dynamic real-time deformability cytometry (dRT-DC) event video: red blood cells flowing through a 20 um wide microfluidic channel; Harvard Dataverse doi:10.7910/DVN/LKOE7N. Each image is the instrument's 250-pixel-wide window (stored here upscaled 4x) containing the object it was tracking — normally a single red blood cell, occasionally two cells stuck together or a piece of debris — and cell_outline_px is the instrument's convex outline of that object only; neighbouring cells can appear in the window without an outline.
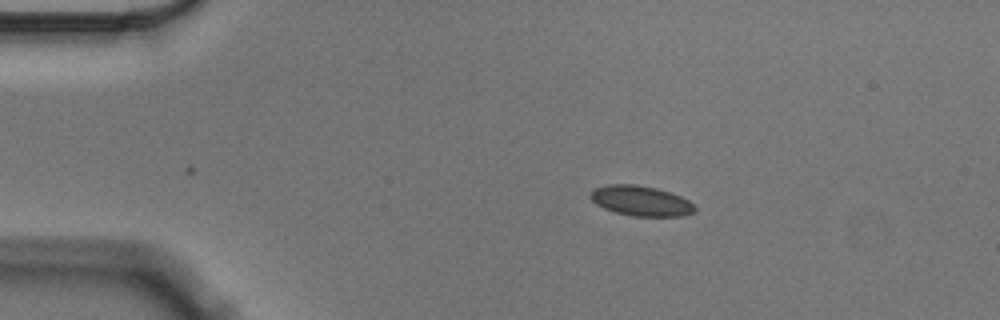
{"species": "Egyptian fruit bat (a non-hibernating species)", "species_latin": "Rousettus aegyptiacus", "temperature_condition": "cold", "stored_images_in_passage": 47, "camera_frame_rate_fps": 3000, "um_per_image_px": 0.085, "animal": {"sex": "male"}, "frame": {"image": 1, "passage_image": 1, "time_ms": 0.0, "image_size_px": [1000, 320], "cell_outline_px": [[696, 208], [692, 212], [684, 216], [632, 216], [616, 212], [604, 208], [596, 204], [588, 196], [596, 188], [608, 184], [636, 184], [656, 188], [680, 196], [688, 200]], "centroid_in_image_um": [54.46, 17.07], "position_along_channel_um": 30.5, "area_um2": 18.15}}
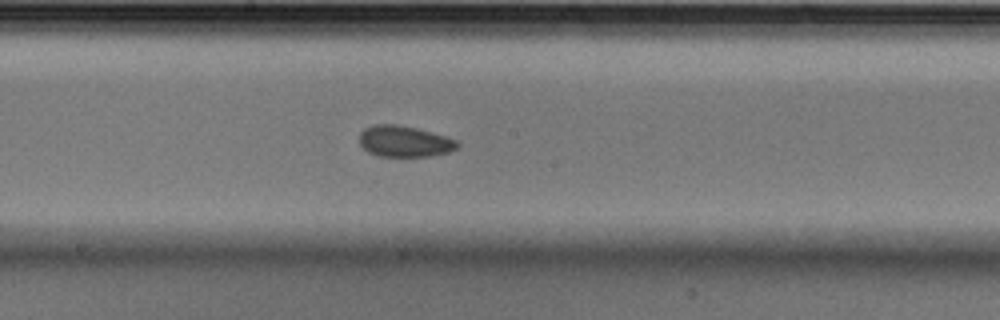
{"frame": {"image": 2, "passage_image": 21, "time_ms": 6.667, "image_size_px": [1000, 320], "cell_outline_px": [[460, 144], [456, 148], [448, 152], [432, 156], [380, 156], [368, 152], [360, 144], [360, 132], [364, 128], [372, 124], [396, 124], [416, 128], [432, 132], [456, 140]], "centroid_in_image_um": [34.36, 12.01], "position_along_channel_um": 213.8, "area_um2": 17.74}}
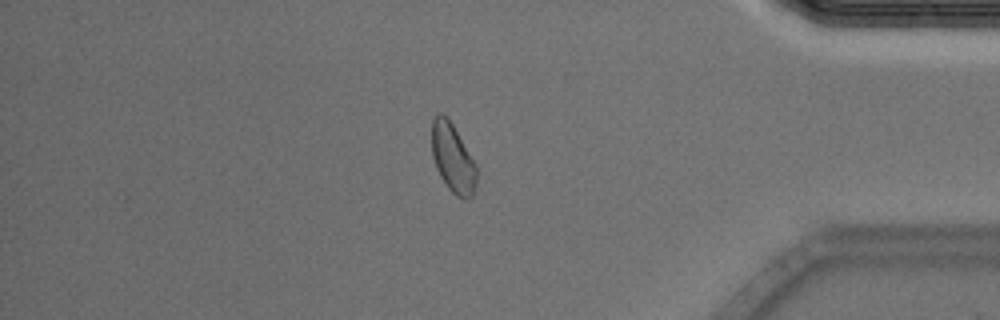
{"frame": {"image": 3, "passage_image": 39, "time_ms": 12.667, "image_size_px": [1000, 320], "cell_outline_px": [[476, 184], [472, 196], [468, 200], [456, 196], [448, 188], [440, 176], [436, 168], [432, 156], [432, 120], [440, 112], [448, 116], [476, 164]], "centroid_in_image_um": [38.48, 13.44], "position_along_channel_um": 396.7, "area_um2": 18.03}, "authors_computed_cell_mechanics": {"area_um2": 17.918, "velocity_mm_per_s": 3.5276, "shape_relaxation_time_tau1_ms": 2.9235, "shape_relaxation_time_tau2_ms": 3.7005, "deformation_change_tau1": 0.0525, "deformation_change_tau2": 0.0674}}